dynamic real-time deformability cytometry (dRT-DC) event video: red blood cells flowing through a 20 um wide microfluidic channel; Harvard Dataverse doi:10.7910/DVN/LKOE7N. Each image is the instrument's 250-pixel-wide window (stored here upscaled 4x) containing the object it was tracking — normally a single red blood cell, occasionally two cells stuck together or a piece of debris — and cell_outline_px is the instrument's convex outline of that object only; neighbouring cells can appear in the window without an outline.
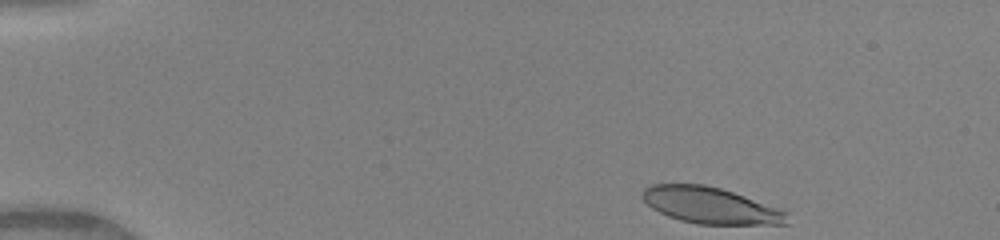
{"species": "human", "species_latin": "Homo sapiens", "temperature_condition": "warm", "stored_images_in_passage": 5, "camera_frame_rate_fps": 3000, "um_per_image_px": 0.085, "donor": {"sex": "female"}, "frame": {"image": 1, "passage_image": 1, "time_ms": 0.0, "image_size_px": [1000, 240], "cell_outline_px": [[788, 224], [696, 224], [680, 220], [668, 216], [652, 208], [640, 196], [640, 192], [644, 188], [652, 184], [704, 184], [720, 188], [744, 196], [788, 212]], "centroid_in_image_um": [60.35, 17.46], "position_along_channel_um": 24.7, "area_um2": 30.46}}